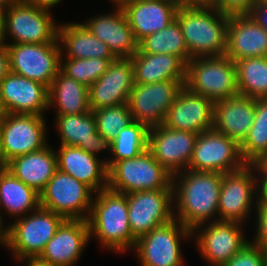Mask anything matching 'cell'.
Masks as SVG:
<instances>
[{"label":"cell","instance_id":"obj_1","mask_svg":"<svg viewBox=\"0 0 267 266\" xmlns=\"http://www.w3.org/2000/svg\"><path fill=\"white\" fill-rule=\"evenodd\" d=\"M222 177L219 172L188 169L173 175L174 218L191 231L218 220Z\"/></svg>","mask_w":267,"mask_h":266},{"label":"cell","instance_id":"obj_2","mask_svg":"<svg viewBox=\"0 0 267 266\" xmlns=\"http://www.w3.org/2000/svg\"><path fill=\"white\" fill-rule=\"evenodd\" d=\"M229 17L212 6H179L175 19L192 59L226 54Z\"/></svg>","mask_w":267,"mask_h":266},{"label":"cell","instance_id":"obj_3","mask_svg":"<svg viewBox=\"0 0 267 266\" xmlns=\"http://www.w3.org/2000/svg\"><path fill=\"white\" fill-rule=\"evenodd\" d=\"M87 222L90 240L98 239L103 249L123 253L134 249L136 238L132 235L128 219L126 194L109 188L95 193Z\"/></svg>","mask_w":267,"mask_h":266},{"label":"cell","instance_id":"obj_4","mask_svg":"<svg viewBox=\"0 0 267 266\" xmlns=\"http://www.w3.org/2000/svg\"><path fill=\"white\" fill-rule=\"evenodd\" d=\"M184 86L214 103L234 97L239 94L236 63L226 55L190 59Z\"/></svg>","mask_w":267,"mask_h":266},{"label":"cell","instance_id":"obj_5","mask_svg":"<svg viewBox=\"0 0 267 266\" xmlns=\"http://www.w3.org/2000/svg\"><path fill=\"white\" fill-rule=\"evenodd\" d=\"M172 183L173 175L149 149L134 158L117 161L108 169L107 188L122 194L173 188Z\"/></svg>","mask_w":267,"mask_h":266},{"label":"cell","instance_id":"obj_6","mask_svg":"<svg viewBox=\"0 0 267 266\" xmlns=\"http://www.w3.org/2000/svg\"><path fill=\"white\" fill-rule=\"evenodd\" d=\"M65 219L39 206L9 225V250L17 262L36 260Z\"/></svg>","mask_w":267,"mask_h":266},{"label":"cell","instance_id":"obj_7","mask_svg":"<svg viewBox=\"0 0 267 266\" xmlns=\"http://www.w3.org/2000/svg\"><path fill=\"white\" fill-rule=\"evenodd\" d=\"M51 11L25 2L3 10L4 38L6 44L59 43L58 25ZM11 38V42L7 41Z\"/></svg>","mask_w":267,"mask_h":266},{"label":"cell","instance_id":"obj_8","mask_svg":"<svg viewBox=\"0 0 267 266\" xmlns=\"http://www.w3.org/2000/svg\"><path fill=\"white\" fill-rule=\"evenodd\" d=\"M256 174L255 167L249 164L240 170L223 173L218 220L238 222L245 226L244 221L251 216L250 212L254 209L252 206L256 208L259 203V181Z\"/></svg>","mask_w":267,"mask_h":266},{"label":"cell","instance_id":"obj_9","mask_svg":"<svg viewBox=\"0 0 267 266\" xmlns=\"http://www.w3.org/2000/svg\"><path fill=\"white\" fill-rule=\"evenodd\" d=\"M190 237L192 231L174 218L138 238L133 251L141 266H184L180 241Z\"/></svg>","mask_w":267,"mask_h":266},{"label":"cell","instance_id":"obj_10","mask_svg":"<svg viewBox=\"0 0 267 266\" xmlns=\"http://www.w3.org/2000/svg\"><path fill=\"white\" fill-rule=\"evenodd\" d=\"M94 193L85 183L57 169L40 193V206L64 219L87 220Z\"/></svg>","mask_w":267,"mask_h":266},{"label":"cell","instance_id":"obj_11","mask_svg":"<svg viewBox=\"0 0 267 266\" xmlns=\"http://www.w3.org/2000/svg\"><path fill=\"white\" fill-rule=\"evenodd\" d=\"M45 120V116L40 115L4 113L1 116L2 166L48 145Z\"/></svg>","mask_w":267,"mask_h":266},{"label":"cell","instance_id":"obj_12","mask_svg":"<svg viewBox=\"0 0 267 266\" xmlns=\"http://www.w3.org/2000/svg\"><path fill=\"white\" fill-rule=\"evenodd\" d=\"M243 224L232 221H211L192 231L198 253L210 266H224L250 241L245 239Z\"/></svg>","mask_w":267,"mask_h":266},{"label":"cell","instance_id":"obj_13","mask_svg":"<svg viewBox=\"0 0 267 266\" xmlns=\"http://www.w3.org/2000/svg\"><path fill=\"white\" fill-rule=\"evenodd\" d=\"M7 48L9 71L50 87L61 67L59 43L7 44Z\"/></svg>","mask_w":267,"mask_h":266},{"label":"cell","instance_id":"obj_14","mask_svg":"<svg viewBox=\"0 0 267 266\" xmlns=\"http://www.w3.org/2000/svg\"><path fill=\"white\" fill-rule=\"evenodd\" d=\"M240 145L214 128L198 134L188 170L229 173L242 169Z\"/></svg>","mask_w":267,"mask_h":266},{"label":"cell","instance_id":"obj_15","mask_svg":"<svg viewBox=\"0 0 267 266\" xmlns=\"http://www.w3.org/2000/svg\"><path fill=\"white\" fill-rule=\"evenodd\" d=\"M186 81H162L151 84L134 83L127 105L134 121L148 128L162 125Z\"/></svg>","mask_w":267,"mask_h":266},{"label":"cell","instance_id":"obj_16","mask_svg":"<svg viewBox=\"0 0 267 266\" xmlns=\"http://www.w3.org/2000/svg\"><path fill=\"white\" fill-rule=\"evenodd\" d=\"M132 235L138 239L174 219L173 188L126 194Z\"/></svg>","mask_w":267,"mask_h":266},{"label":"cell","instance_id":"obj_17","mask_svg":"<svg viewBox=\"0 0 267 266\" xmlns=\"http://www.w3.org/2000/svg\"><path fill=\"white\" fill-rule=\"evenodd\" d=\"M198 134L164 125L149 128L148 149L172 175L188 168Z\"/></svg>","mask_w":267,"mask_h":266},{"label":"cell","instance_id":"obj_18","mask_svg":"<svg viewBox=\"0 0 267 266\" xmlns=\"http://www.w3.org/2000/svg\"><path fill=\"white\" fill-rule=\"evenodd\" d=\"M0 105L4 113L45 116L48 87L9 71L0 82Z\"/></svg>","mask_w":267,"mask_h":266},{"label":"cell","instance_id":"obj_19","mask_svg":"<svg viewBox=\"0 0 267 266\" xmlns=\"http://www.w3.org/2000/svg\"><path fill=\"white\" fill-rule=\"evenodd\" d=\"M88 242L87 220L65 219L36 261L47 266H75Z\"/></svg>","mask_w":267,"mask_h":266},{"label":"cell","instance_id":"obj_20","mask_svg":"<svg viewBox=\"0 0 267 266\" xmlns=\"http://www.w3.org/2000/svg\"><path fill=\"white\" fill-rule=\"evenodd\" d=\"M214 102L184 86L169 107L162 125L200 134L213 128Z\"/></svg>","mask_w":267,"mask_h":266},{"label":"cell","instance_id":"obj_21","mask_svg":"<svg viewBox=\"0 0 267 266\" xmlns=\"http://www.w3.org/2000/svg\"><path fill=\"white\" fill-rule=\"evenodd\" d=\"M133 87L134 68L131 58H116L108 70L88 88L90 110L127 103Z\"/></svg>","mask_w":267,"mask_h":266},{"label":"cell","instance_id":"obj_22","mask_svg":"<svg viewBox=\"0 0 267 266\" xmlns=\"http://www.w3.org/2000/svg\"><path fill=\"white\" fill-rule=\"evenodd\" d=\"M113 10V13L91 17L83 24L109 47L115 58H132L139 50V42L121 6Z\"/></svg>","mask_w":267,"mask_h":266},{"label":"cell","instance_id":"obj_23","mask_svg":"<svg viewBox=\"0 0 267 266\" xmlns=\"http://www.w3.org/2000/svg\"><path fill=\"white\" fill-rule=\"evenodd\" d=\"M182 3L179 0H133L121 5L138 42L165 29Z\"/></svg>","mask_w":267,"mask_h":266},{"label":"cell","instance_id":"obj_24","mask_svg":"<svg viewBox=\"0 0 267 266\" xmlns=\"http://www.w3.org/2000/svg\"><path fill=\"white\" fill-rule=\"evenodd\" d=\"M56 130L61 145L76 146L97 156L98 153L110 152L111 141L97 131L95 117L92 113L56 115Z\"/></svg>","mask_w":267,"mask_h":266},{"label":"cell","instance_id":"obj_25","mask_svg":"<svg viewBox=\"0 0 267 266\" xmlns=\"http://www.w3.org/2000/svg\"><path fill=\"white\" fill-rule=\"evenodd\" d=\"M225 55L234 62L267 57V31L248 14L230 15Z\"/></svg>","mask_w":267,"mask_h":266},{"label":"cell","instance_id":"obj_26","mask_svg":"<svg viewBox=\"0 0 267 266\" xmlns=\"http://www.w3.org/2000/svg\"><path fill=\"white\" fill-rule=\"evenodd\" d=\"M57 169L85 183L95 193L108 186L106 162L76 146L60 145L56 150Z\"/></svg>","mask_w":267,"mask_h":266},{"label":"cell","instance_id":"obj_27","mask_svg":"<svg viewBox=\"0 0 267 266\" xmlns=\"http://www.w3.org/2000/svg\"><path fill=\"white\" fill-rule=\"evenodd\" d=\"M254 118L255 99L250 97L238 94L214 104L213 128L239 145L250 131Z\"/></svg>","mask_w":267,"mask_h":266},{"label":"cell","instance_id":"obj_28","mask_svg":"<svg viewBox=\"0 0 267 266\" xmlns=\"http://www.w3.org/2000/svg\"><path fill=\"white\" fill-rule=\"evenodd\" d=\"M5 167L40 194L57 170L56 150L47 145L38 151L13 158Z\"/></svg>","mask_w":267,"mask_h":266},{"label":"cell","instance_id":"obj_29","mask_svg":"<svg viewBox=\"0 0 267 266\" xmlns=\"http://www.w3.org/2000/svg\"><path fill=\"white\" fill-rule=\"evenodd\" d=\"M131 61L134 68V83L186 81L187 64L175 55L143 53L139 49Z\"/></svg>","mask_w":267,"mask_h":266},{"label":"cell","instance_id":"obj_30","mask_svg":"<svg viewBox=\"0 0 267 266\" xmlns=\"http://www.w3.org/2000/svg\"><path fill=\"white\" fill-rule=\"evenodd\" d=\"M58 41L64 58L116 59L109 47L92 35L83 22L58 24Z\"/></svg>","mask_w":267,"mask_h":266},{"label":"cell","instance_id":"obj_31","mask_svg":"<svg viewBox=\"0 0 267 266\" xmlns=\"http://www.w3.org/2000/svg\"><path fill=\"white\" fill-rule=\"evenodd\" d=\"M48 108H55L56 115L90 112L88 87L60 70L48 88Z\"/></svg>","mask_w":267,"mask_h":266},{"label":"cell","instance_id":"obj_32","mask_svg":"<svg viewBox=\"0 0 267 266\" xmlns=\"http://www.w3.org/2000/svg\"><path fill=\"white\" fill-rule=\"evenodd\" d=\"M39 206L40 194L16 178L5 166H0V209L17 219Z\"/></svg>","mask_w":267,"mask_h":266},{"label":"cell","instance_id":"obj_33","mask_svg":"<svg viewBox=\"0 0 267 266\" xmlns=\"http://www.w3.org/2000/svg\"><path fill=\"white\" fill-rule=\"evenodd\" d=\"M143 53L171 54L180 57L186 64L192 59L186 47L179 22L173 20L165 29L146 36L139 42Z\"/></svg>","mask_w":267,"mask_h":266},{"label":"cell","instance_id":"obj_34","mask_svg":"<svg viewBox=\"0 0 267 266\" xmlns=\"http://www.w3.org/2000/svg\"><path fill=\"white\" fill-rule=\"evenodd\" d=\"M235 63L239 94L252 99L267 98V57L241 59Z\"/></svg>","mask_w":267,"mask_h":266},{"label":"cell","instance_id":"obj_35","mask_svg":"<svg viewBox=\"0 0 267 266\" xmlns=\"http://www.w3.org/2000/svg\"><path fill=\"white\" fill-rule=\"evenodd\" d=\"M149 128L140 122L132 121L124 127L111 142L112 156L104 159L109 169L115 162L134 158L148 149Z\"/></svg>","mask_w":267,"mask_h":266},{"label":"cell","instance_id":"obj_36","mask_svg":"<svg viewBox=\"0 0 267 266\" xmlns=\"http://www.w3.org/2000/svg\"><path fill=\"white\" fill-rule=\"evenodd\" d=\"M241 156L252 165L267 154V98L255 99V118L247 136L240 144Z\"/></svg>","mask_w":267,"mask_h":266},{"label":"cell","instance_id":"obj_37","mask_svg":"<svg viewBox=\"0 0 267 266\" xmlns=\"http://www.w3.org/2000/svg\"><path fill=\"white\" fill-rule=\"evenodd\" d=\"M115 59L100 58H63L60 70L68 77L87 86L95 83L107 70Z\"/></svg>","mask_w":267,"mask_h":266},{"label":"cell","instance_id":"obj_38","mask_svg":"<svg viewBox=\"0 0 267 266\" xmlns=\"http://www.w3.org/2000/svg\"><path fill=\"white\" fill-rule=\"evenodd\" d=\"M97 131L109 141H113L118 133L133 121L127 103L112 107H103L92 111Z\"/></svg>","mask_w":267,"mask_h":266},{"label":"cell","instance_id":"obj_39","mask_svg":"<svg viewBox=\"0 0 267 266\" xmlns=\"http://www.w3.org/2000/svg\"><path fill=\"white\" fill-rule=\"evenodd\" d=\"M267 251L251 241L224 266H265Z\"/></svg>","mask_w":267,"mask_h":266},{"label":"cell","instance_id":"obj_40","mask_svg":"<svg viewBox=\"0 0 267 266\" xmlns=\"http://www.w3.org/2000/svg\"><path fill=\"white\" fill-rule=\"evenodd\" d=\"M258 0H215L210 6L227 15L248 14Z\"/></svg>","mask_w":267,"mask_h":266},{"label":"cell","instance_id":"obj_41","mask_svg":"<svg viewBox=\"0 0 267 266\" xmlns=\"http://www.w3.org/2000/svg\"><path fill=\"white\" fill-rule=\"evenodd\" d=\"M255 210L256 232L251 242L267 251V205H257Z\"/></svg>","mask_w":267,"mask_h":266},{"label":"cell","instance_id":"obj_42","mask_svg":"<svg viewBox=\"0 0 267 266\" xmlns=\"http://www.w3.org/2000/svg\"><path fill=\"white\" fill-rule=\"evenodd\" d=\"M248 15L267 31V4L257 1Z\"/></svg>","mask_w":267,"mask_h":266},{"label":"cell","instance_id":"obj_43","mask_svg":"<svg viewBox=\"0 0 267 266\" xmlns=\"http://www.w3.org/2000/svg\"><path fill=\"white\" fill-rule=\"evenodd\" d=\"M9 72V53L7 45L0 47V82Z\"/></svg>","mask_w":267,"mask_h":266},{"label":"cell","instance_id":"obj_44","mask_svg":"<svg viewBox=\"0 0 267 266\" xmlns=\"http://www.w3.org/2000/svg\"><path fill=\"white\" fill-rule=\"evenodd\" d=\"M63 0H24L25 3L35 6L37 8L51 11V8L60 4Z\"/></svg>","mask_w":267,"mask_h":266},{"label":"cell","instance_id":"obj_45","mask_svg":"<svg viewBox=\"0 0 267 266\" xmlns=\"http://www.w3.org/2000/svg\"><path fill=\"white\" fill-rule=\"evenodd\" d=\"M252 165L255 167L258 177H267V154H263Z\"/></svg>","mask_w":267,"mask_h":266},{"label":"cell","instance_id":"obj_46","mask_svg":"<svg viewBox=\"0 0 267 266\" xmlns=\"http://www.w3.org/2000/svg\"><path fill=\"white\" fill-rule=\"evenodd\" d=\"M258 181H259L258 205H267V177H258Z\"/></svg>","mask_w":267,"mask_h":266},{"label":"cell","instance_id":"obj_47","mask_svg":"<svg viewBox=\"0 0 267 266\" xmlns=\"http://www.w3.org/2000/svg\"><path fill=\"white\" fill-rule=\"evenodd\" d=\"M0 214V245L5 246L9 250V226H4V218Z\"/></svg>","mask_w":267,"mask_h":266},{"label":"cell","instance_id":"obj_48","mask_svg":"<svg viewBox=\"0 0 267 266\" xmlns=\"http://www.w3.org/2000/svg\"><path fill=\"white\" fill-rule=\"evenodd\" d=\"M6 41L4 38V18L3 11L0 10V47L6 46Z\"/></svg>","mask_w":267,"mask_h":266},{"label":"cell","instance_id":"obj_49","mask_svg":"<svg viewBox=\"0 0 267 266\" xmlns=\"http://www.w3.org/2000/svg\"><path fill=\"white\" fill-rule=\"evenodd\" d=\"M24 2V0H0V10H5L14 4H19Z\"/></svg>","mask_w":267,"mask_h":266},{"label":"cell","instance_id":"obj_50","mask_svg":"<svg viewBox=\"0 0 267 266\" xmlns=\"http://www.w3.org/2000/svg\"><path fill=\"white\" fill-rule=\"evenodd\" d=\"M25 265L26 266H47V265L40 264L36 260H26Z\"/></svg>","mask_w":267,"mask_h":266},{"label":"cell","instance_id":"obj_51","mask_svg":"<svg viewBox=\"0 0 267 266\" xmlns=\"http://www.w3.org/2000/svg\"><path fill=\"white\" fill-rule=\"evenodd\" d=\"M182 4L199 5V0H179Z\"/></svg>","mask_w":267,"mask_h":266},{"label":"cell","instance_id":"obj_52","mask_svg":"<svg viewBox=\"0 0 267 266\" xmlns=\"http://www.w3.org/2000/svg\"><path fill=\"white\" fill-rule=\"evenodd\" d=\"M215 0H199V5L210 6Z\"/></svg>","mask_w":267,"mask_h":266},{"label":"cell","instance_id":"obj_53","mask_svg":"<svg viewBox=\"0 0 267 266\" xmlns=\"http://www.w3.org/2000/svg\"><path fill=\"white\" fill-rule=\"evenodd\" d=\"M1 136H2V129H1V117H0V166H2Z\"/></svg>","mask_w":267,"mask_h":266},{"label":"cell","instance_id":"obj_54","mask_svg":"<svg viewBox=\"0 0 267 266\" xmlns=\"http://www.w3.org/2000/svg\"><path fill=\"white\" fill-rule=\"evenodd\" d=\"M109 1L115 4L114 8L116 6H121L122 4H124V0H109Z\"/></svg>","mask_w":267,"mask_h":266},{"label":"cell","instance_id":"obj_55","mask_svg":"<svg viewBox=\"0 0 267 266\" xmlns=\"http://www.w3.org/2000/svg\"><path fill=\"white\" fill-rule=\"evenodd\" d=\"M3 114H4V112H3V109H2V107H1V105H0V117H1Z\"/></svg>","mask_w":267,"mask_h":266},{"label":"cell","instance_id":"obj_56","mask_svg":"<svg viewBox=\"0 0 267 266\" xmlns=\"http://www.w3.org/2000/svg\"><path fill=\"white\" fill-rule=\"evenodd\" d=\"M260 2L266 3L267 4V0H258Z\"/></svg>","mask_w":267,"mask_h":266},{"label":"cell","instance_id":"obj_57","mask_svg":"<svg viewBox=\"0 0 267 266\" xmlns=\"http://www.w3.org/2000/svg\"><path fill=\"white\" fill-rule=\"evenodd\" d=\"M130 1H133V0H124V3H126V2H130Z\"/></svg>","mask_w":267,"mask_h":266},{"label":"cell","instance_id":"obj_58","mask_svg":"<svg viewBox=\"0 0 267 266\" xmlns=\"http://www.w3.org/2000/svg\"><path fill=\"white\" fill-rule=\"evenodd\" d=\"M265 266H267V255H266V260H265Z\"/></svg>","mask_w":267,"mask_h":266}]
</instances>
